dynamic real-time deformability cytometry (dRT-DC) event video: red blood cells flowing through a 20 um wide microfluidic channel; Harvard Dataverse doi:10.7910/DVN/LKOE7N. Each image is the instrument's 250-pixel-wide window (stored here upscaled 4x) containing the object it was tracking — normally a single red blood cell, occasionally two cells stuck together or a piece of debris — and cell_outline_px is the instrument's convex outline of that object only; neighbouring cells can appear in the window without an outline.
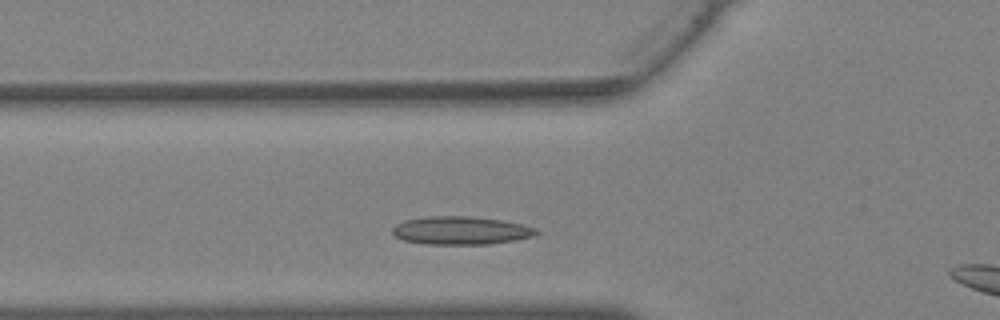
{"species": "Egyptian fruit bat (a non-hibernating species)", "species_latin": "Rousettus aegyptiacus", "temperature_condition": "warm", "stored_images_in_passage": 20, "camera_frame_rate_fps": 3000, "um_per_image_px": 0.085, "animal": {"sex": "female"}, "frame": {"image": 1, "passage_image": 3, "time_ms": 0.667, "image_size_px": [1000, 320], "cell_outline_px": [[540, 232], [532, 236], [512, 240], [488, 244], [424, 244], [404, 240], [392, 236], [392, 228], [396, 224], [404, 220], [428, 216], [464, 216], [500, 220], [520, 224], [536, 228]], "centroid_in_image_um": [39.1, 19.59], "position_along_channel_um": 86.7, "area_um2": 23.41}}
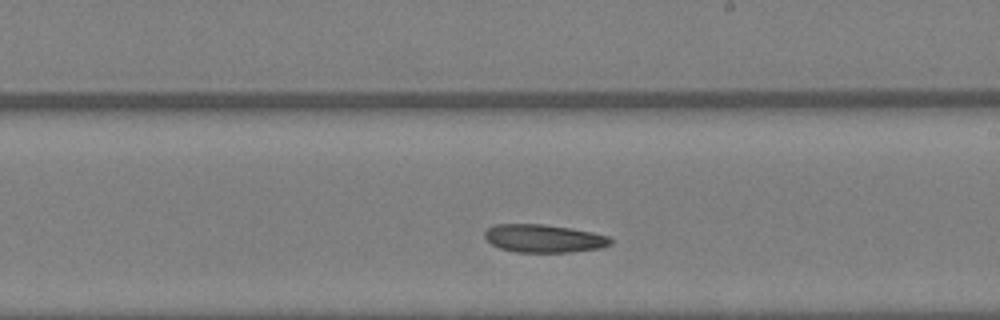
{"frame": {"image": 2, "passage_image": 12, "time_ms": 3.667, "image_size_px": [1000, 320], "cell_outline_px": [[612, 244], [600, 248], [568, 252], [516, 252], [500, 248], [492, 244], [484, 236], [484, 232], [492, 224], [544, 224], [592, 232], [608, 236], [612, 240]], "centroid_in_image_um": [46.21, 20.26], "position_along_channel_um": 242.8, "area_um2": 20.46}}
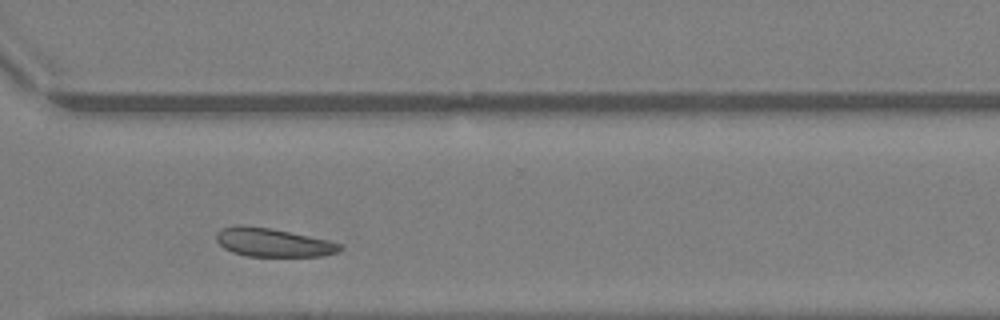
{"frame": {"image": 3, "passage_image": 18, "time_ms": 5.667, "image_size_px": [1000, 320], "cell_outline_px": [[344, 248], [336, 252], [324, 256], [248, 256], [232, 252], [224, 248], [216, 240], [216, 232], [224, 228], [236, 224], [240, 224], [272, 228], [328, 240], [340, 244]], "centroid_in_image_um": [23.18, 20.6], "position_along_channel_um": 347.4, "area_um2": 20.58}}